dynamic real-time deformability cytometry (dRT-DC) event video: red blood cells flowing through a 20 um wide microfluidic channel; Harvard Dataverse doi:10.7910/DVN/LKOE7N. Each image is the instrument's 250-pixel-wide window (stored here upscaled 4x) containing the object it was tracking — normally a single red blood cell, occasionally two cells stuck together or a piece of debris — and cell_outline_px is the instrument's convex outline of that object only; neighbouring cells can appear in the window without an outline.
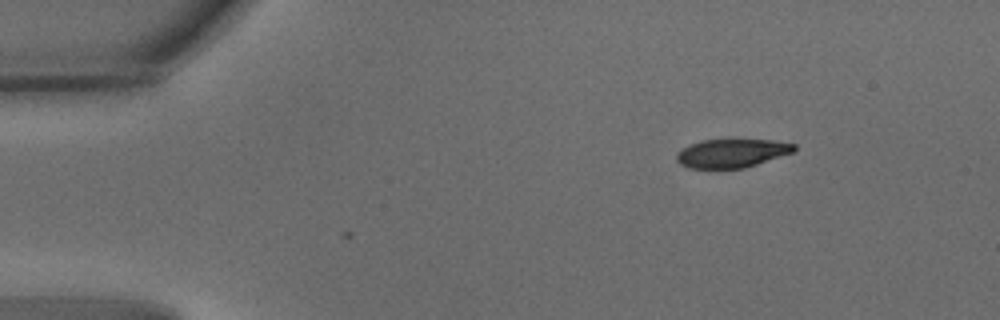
{"species": "common noctule bat (a hibernating species)", "species_latin": "Nyctalus noctula", "temperature_condition": "warm", "stored_images_in_passage": 4, "camera_frame_rate_fps": 3000, "um_per_image_px": 0.085, "animal": {"sex": "male", "body_mass_g": 15.6}, "frame": {"image": 1, "passage_image": 4, "time_ms": 1.0, "image_size_px": [1000, 320], "cell_outline_px": [[796, 148], [792, 152], [744, 168], [688, 168], [680, 164], [676, 160], [676, 152], [680, 148], [688, 144], [700, 140], [772, 140], [796, 144]], "centroid_in_image_um": [62.12, 13.02], "position_along_channel_um": 22.9, "area_um2": 19.54}}